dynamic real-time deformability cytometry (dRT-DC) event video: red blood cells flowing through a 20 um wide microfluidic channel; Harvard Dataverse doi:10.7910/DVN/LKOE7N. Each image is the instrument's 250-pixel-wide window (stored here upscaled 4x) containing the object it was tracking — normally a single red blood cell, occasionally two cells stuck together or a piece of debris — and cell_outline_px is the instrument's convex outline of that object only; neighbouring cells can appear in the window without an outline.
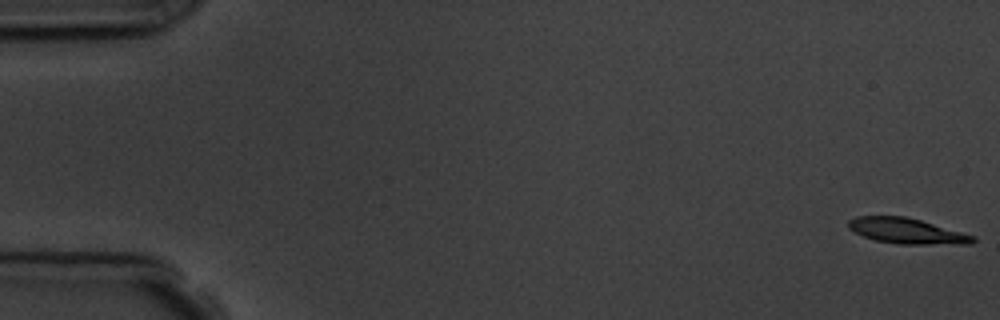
{"species": "common noctule bat (a hibernating species)", "species_latin": "Nyctalus noctula", "temperature_condition": "room temperature", "stored_images_in_passage": 6, "camera_frame_rate_fps": 3000, "um_per_image_px": 0.085, "animal": {"sex": "male", "body_mass_g": 19.5, "forearm_length_mm": 54.6}, "frame": {"image": 1, "passage_image": 1, "time_ms": 0.0, "image_size_px": [1000, 320], "cell_outline_px": [[976, 240], [972, 244], [896, 244], [876, 240], [864, 236], [848, 228], [848, 220], [856, 216], [904, 216], [920, 220], [976, 236]], "centroid_in_image_um": [77.09, 19.63], "position_along_channel_um": 7.9, "area_um2": 18.44}}